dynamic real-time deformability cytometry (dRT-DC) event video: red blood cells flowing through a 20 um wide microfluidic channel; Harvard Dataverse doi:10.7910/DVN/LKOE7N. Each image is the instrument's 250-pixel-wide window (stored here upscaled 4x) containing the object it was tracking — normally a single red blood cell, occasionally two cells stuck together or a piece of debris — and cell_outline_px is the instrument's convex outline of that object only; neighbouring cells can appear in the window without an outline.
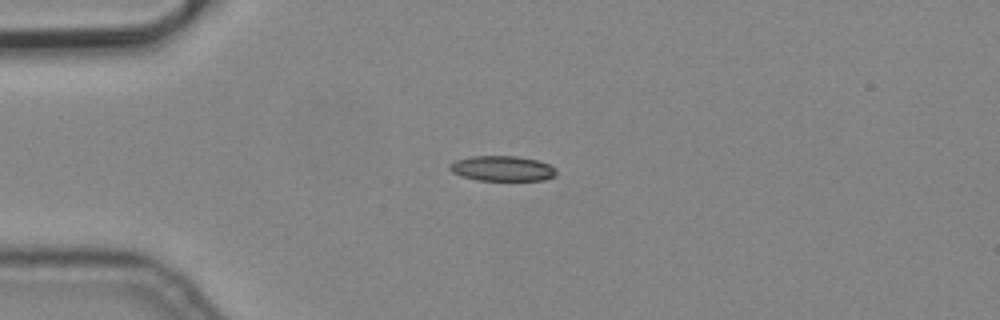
{"species": "common noctule bat (a hibernating species)", "species_latin": "Nyctalus noctula", "temperature_condition": "cold", "stored_images_in_passage": 4, "camera_frame_rate_fps": 3000, "um_per_image_px": 0.085, "animal": {"sex": "male", "body_mass_g": 19.2, "forearm_length_mm": 51.8}, "frame": {"image": 1, "passage_image": 1, "time_ms": 0.0, "image_size_px": [1000, 320], "cell_outline_px": [[556, 176], [544, 180], [476, 180], [452, 172], [448, 168], [448, 164], [456, 160], [472, 156], [516, 156], [536, 160], [552, 164], [556, 168]], "centroid_in_image_um": [42.72, 14.32], "position_along_channel_um": 42.3, "area_um2": 15.72}}
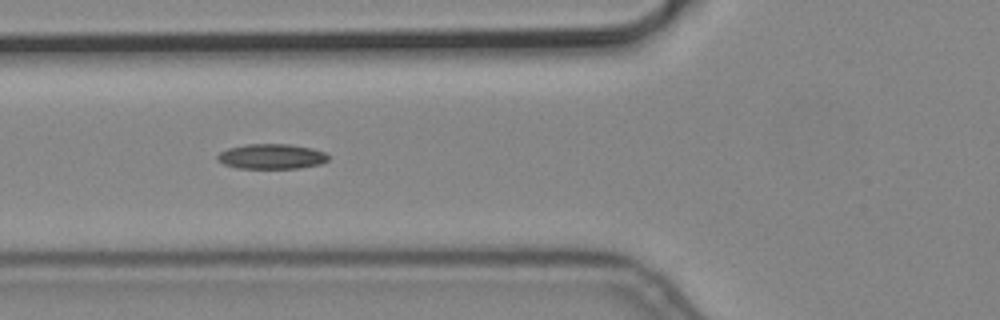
{"frame": {"image": 2, "passage_image": 3, "time_ms": 0.667, "image_size_px": [1000, 320], "cell_outline_px": [[328, 160], [320, 164], [300, 168], [236, 168], [224, 164], [216, 160], [216, 156], [220, 152], [228, 148], [248, 144], [288, 144], [312, 148], [324, 152], [328, 156]], "centroid_in_image_um": [23.06, 13.3], "position_along_channel_um": 102.7, "area_um2": 16.18}}
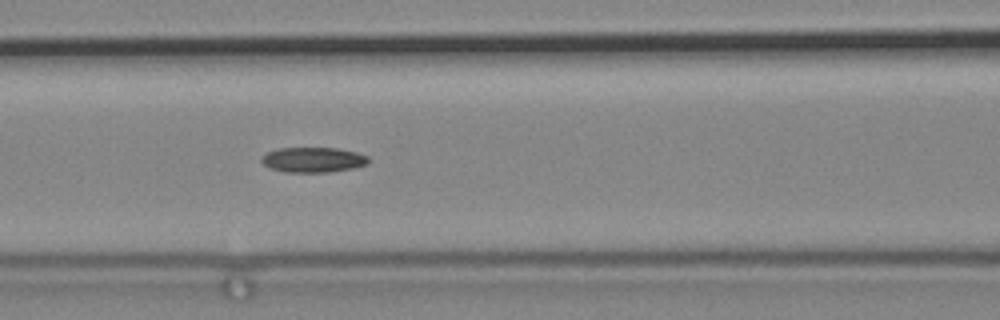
{"frame": {"image": 3, "passage_image": 4, "time_ms": 1.0, "image_size_px": [1000, 320], "cell_outline_px": [[368, 164], [352, 168], [328, 172], [284, 172], [268, 168], [260, 160], [268, 152], [280, 148], [336, 148], [356, 152], [368, 156]], "centroid_in_image_um": [26.61, 13.58], "position_along_channel_um": 140.0, "area_um2": 15.55}}